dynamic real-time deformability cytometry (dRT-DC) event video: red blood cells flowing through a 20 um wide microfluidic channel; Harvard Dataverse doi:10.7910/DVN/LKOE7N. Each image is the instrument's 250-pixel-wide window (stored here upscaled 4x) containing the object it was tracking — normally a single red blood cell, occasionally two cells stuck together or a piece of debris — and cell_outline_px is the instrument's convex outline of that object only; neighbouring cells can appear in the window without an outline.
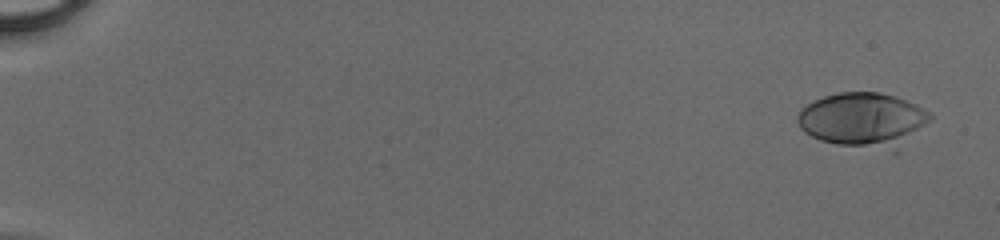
{"species": "human", "species_latin": "Homo sapiens", "temperature_condition": "cold", "stored_images_in_passage": 48, "camera_frame_rate_fps": 3000, "um_per_image_px": 0.085, "donor": {"sex": "male"}, "frame": {"image": 1, "passage_image": 1, "time_ms": 0.0, "image_size_px": [1000, 240], "cell_outline_px": [[932, 116], [928, 120], [916, 128], [888, 144], [836, 144], [820, 140], [804, 132], [800, 128], [796, 120], [796, 116], [808, 104], [824, 96], [840, 92], [880, 92], [904, 100], [928, 112]], "centroid_in_image_um": [73.13, 10.05], "position_along_channel_um": 11.9, "area_um2": 38.38}}
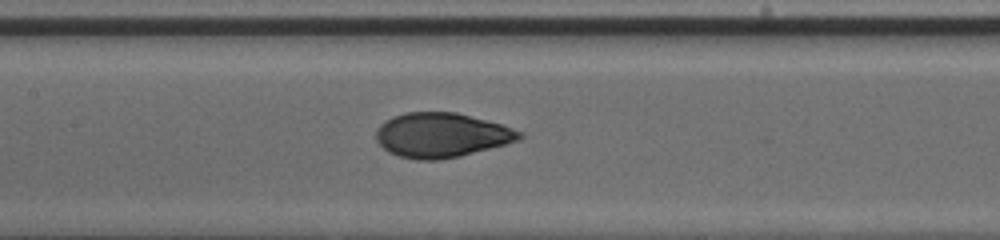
{"frame": {"image": 2, "passage_image": 25, "time_ms": 8.0, "image_size_px": [1000, 240], "cell_outline_px": [[524, 136], [520, 140], [460, 156], [440, 160], [416, 160], [400, 156], [388, 152], [376, 140], [376, 128], [384, 120], [392, 116], [404, 112], [456, 112], [500, 124], [524, 132]], "centroid_in_image_um": [37.5, 11.48], "position_along_channel_um": 169.9, "area_um2": 37.34}}
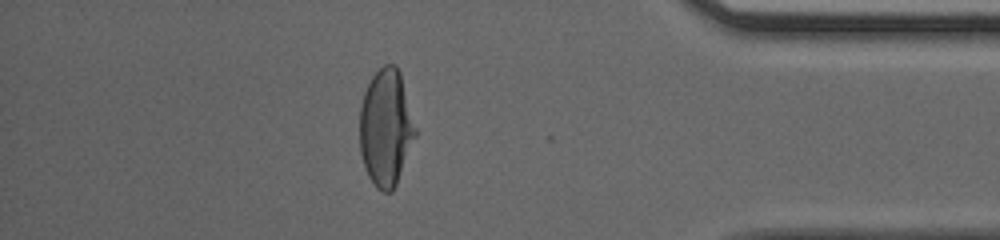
{"frame": {"image": 3, "passage_image": 43, "time_ms": 14.0, "image_size_px": [1000, 240], "cell_outline_px": [[416, 136], [396, 184], [392, 192], [384, 192], [376, 188], [368, 176], [360, 152], [360, 104], [364, 92], [372, 76], [384, 64], [396, 64], [400, 72], [416, 128]], "centroid_in_image_um": [32.79, 10.85], "position_along_channel_um": 402.4, "area_um2": 37.8}}